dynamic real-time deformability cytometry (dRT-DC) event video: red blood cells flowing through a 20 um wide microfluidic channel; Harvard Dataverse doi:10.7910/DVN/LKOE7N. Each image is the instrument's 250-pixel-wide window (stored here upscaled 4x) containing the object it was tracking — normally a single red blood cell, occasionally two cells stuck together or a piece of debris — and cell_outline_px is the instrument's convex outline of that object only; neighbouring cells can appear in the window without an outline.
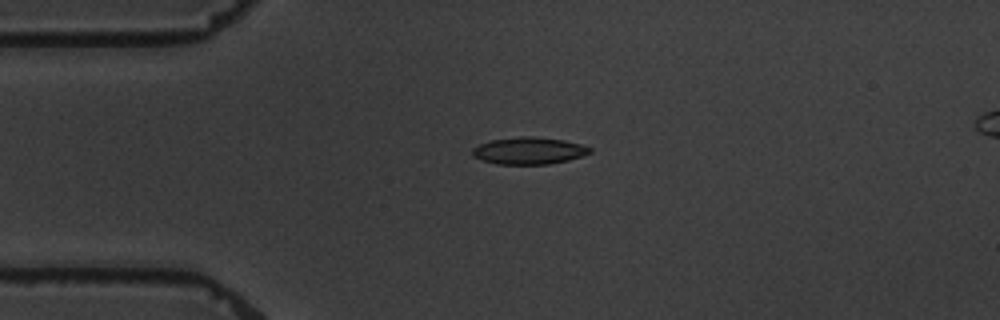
{"species": "common noctule bat (a hibernating species)", "species_latin": "Nyctalus noctula", "temperature_condition": "warm", "stored_images_in_passage": 5, "camera_frame_rate_fps": 3000, "um_per_image_px": 0.085, "animal": {"sex": "male", "body_mass_g": 19.5, "forearm_length_mm": 54.6}, "frame": {"image": 1, "passage_image": 3, "time_ms": 3.333, "image_size_px": [1000, 320], "cell_outline_px": [[592, 152], [568, 160], [548, 164], [496, 164], [480, 160], [472, 156], [472, 148], [480, 144], [492, 140], [520, 136], [532, 136], [564, 140], [580, 144], [592, 148]], "centroid_in_image_um": [44.93, 12.81], "position_along_channel_um": 40.1, "area_um2": 18.5}}